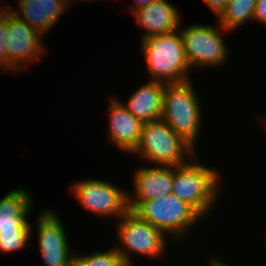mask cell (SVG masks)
<instances>
[{"label": "cell", "mask_w": 266, "mask_h": 266, "mask_svg": "<svg viewBox=\"0 0 266 266\" xmlns=\"http://www.w3.org/2000/svg\"><path fill=\"white\" fill-rule=\"evenodd\" d=\"M198 157L196 154L187 163L174 167L172 194L191 205L206 219L222 196L223 189L220 187L223 179L218 169L199 162Z\"/></svg>", "instance_id": "1"}, {"label": "cell", "mask_w": 266, "mask_h": 266, "mask_svg": "<svg viewBox=\"0 0 266 266\" xmlns=\"http://www.w3.org/2000/svg\"><path fill=\"white\" fill-rule=\"evenodd\" d=\"M141 54L149 80L166 84L192 80L180 30L142 39ZM151 77V78H150Z\"/></svg>", "instance_id": "2"}, {"label": "cell", "mask_w": 266, "mask_h": 266, "mask_svg": "<svg viewBox=\"0 0 266 266\" xmlns=\"http://www.w3.org/2000/svg\"><path fill=\"white\" fill-rule=\"evenodd\" d=\"M191 80L165 84L161 119L195 150L202 129L201 98Z\"/></svg>", "instance_id": "3"}, {"label": "cell", "mask_w": 266, "mask_h": 266, "mask_svg": "<svg viewBox=\"0 0 266 266\" xmlns=\"http://www.w3.org/2000/svg\"><path fill=\"white\" fill-rule=\"evenodd\" d=\"M115 226L116 240L119 239L113 246L126 266H134L135 254L153 261L168 254V237L132 210H128Z\"/></svg>", "instance_id": "4"}, {"label": "cell", "mask_w": 266, "mask_h": 266, "mask_svg": "<svg viewBox=\"0 0 266 266\" xmlns=\"http://www.w3.org/2000/svg\"><path fill=\"white\" fill-rule=\"evenodd\" d=\"M131 154L153 166L175 167L187 163L197 151L159 119L143 123L139 144Z\"/></svg>", "instance_id": "5"}, {"label": "cell", "mask_w": 266, "mask_h": 266, "mask_svg": "<svg viewBox=\"0 0 266 266\" xmlns=\"http://www.w3.org/2000/svg\"><path fill=\"white\" fill-rule=\"evenodd\" d=\"M133 212L177 242L185 240L195 225L204 219L191 205L172 193L143 201Z\"/></svg>", "instance_id": "6"}, {"label": "cell", "mask_w": 266, "mask_h": 266, "mask_svg": "<svg viewBox=\"0 0 266 266\" xmlns=\"http://www.w3.org/2000/svg\"><path fill=\"white\" fill-rule=\"evenodd\" d=\"M181 25L179 30L190 70L220 67L229 61L230 50L224 36L230 32L219 23L216 26L192 23L184 29Z\"/></svg>", "instance_id": "7"}, {"label": "cell", "mask_w": 266, "mask_h": 266, "mask_svg": "<svg viewBox=\"0 0 266 266\" xmlns=\"http://www.w3.org/2000/svg\"><path fill=\"white\" fill-rule=\"evenodd\" d=\"M71 185L70 193L77 203L97 218H116L118 221L129 210L128 191L117 184L99 178H85Z\"/></svg>", "instance_id": "8"}, {"label": "cell", "mask_w": 266, "mask_h": 266, "mask_svg": "<svg viewBox=\"0 0 266 266\" xmlns=\"http://www.w3.org/2000/svg\"><path fill=\"white\" fill-rule=\"evenodd\" d=\"M42 211V212H41ZM39 211L37 219V246L44 266H68L75 253L67 238L59 214L53 209Z\"/></svg>", "instance_id": "9"}, {"label": "cell", "mask_w": 266, "mask_h": 266, "mask_svg": "<svg viewBox=\"0 0 266 266\" xmlns=\"http://www.w3.org/2000/svg\"><path fill=\"white\" fill-rule=\"evenodd\" d=\"M7 53L10 64L20 73L47 53L43 37L8 7Z\"/></svg>", "instance_id": "10"}, {"label": "cell", "mask_w": 266, "mask_h": 266, "mask_svg": "<svg viewBox=\"0 0 266 266\" xmlns=\"http://www.w3.org/2000/svg\"><path fill=\"white\" fill-rule=\"evenodd\" d=\"M135 170L133 193H128L129 210L133 211L143 201L172 193L174 167L143 165Z\"/></svg>", "instance_id": "11"}, {"label": "cell", "mask_w": 266, "mask_h": 266, "mask_svg": "<svg viewBox=\"0 0 266 266\" xmlns=\"http://www.w3.org/2000/svg\"><path fill=\"white\" fill-rule=\"evenodd\" d=\"M108 104V141L120 152L131 154L139 144L143 123L116 96Z\"/></svg>", "instance_id": "12"}, {"label": "cell", "mask_w": 266, "mask_h": 266, "mask_svg": "<svg viewBox=\"0 0 266 266\" xmlns=\"http://www.w3.org/2000/svg\"><path fill=\"white\" fill-rule=\"evenodd\" d=\"M180 10L175 4L168 0H154L148 5L135 10L133 15L136 23L144 34L141 37L145 39L150 36L161 35L174 32L179 29L182 23Z\"/></svg>", "instance_id": "13"}, {"label": "cell", "mask_w": 266, "mask_h": 266, "mask_svg": "<svg viewBox=\"0 0 266 266\" xmlns=\"http://www.w3.org/2000/svg\"><path fill=\"white\" fill-rule=\"evenodd\" d=\"M20 9L10 10L42 36L56 27L68 6L63 0H17ZM65 11V12H64Z\"/></svg>", "instance_id": "14"}, {"label": "cell", "mask_w": 266, "mask_h": 266, "mask_svg": "<svg viewBox=\"0 0 266 266\" xmlns=\"http://www.w3.org/2000/svg\"><path fill=\"white\" fill-rule=\"evenodd\" d=\"M32 198L29 190L17 187L0 199V232L31 231Z\"/></svg>", "instance_id": "15"}, {"label": "cell", "mask_w": 266, "mask_h": 266, "mask_svg": "<svg viewBox=\"0 0 266 266\" xmlns=\"http://www.w3.org/2000/svg\"><path fill=\"white\" fill-rule=\"evenodd\" d=\"M164 82L147 80L128 96L127 101H120L128 111L142 123L161 119L163 113Z\"/></svg>", "instance_id": "16"}, {"label": "cell", "mask_w": 266, "mask_h": 266, "mask_svg": "<svg viewBox=\"0 0 266 266\" xmlns=\"http://www.w3.org/2000/svg\"><path fill=\"white\" fill-rule=\"evenodd\" d=\"M257 0H229L226 8L216 18L218 23L230 34L244 26L247 21H253Z\"/></svg>", "instance_id": "17"}, {"label": "cell", "mask_w": 266, "mask_h": 266, "mask_svg": "<svg viewBox=\"0 0 266 266\" xmlns=\"http://www.w3.org/2000/svg\"><path fill=\"white\" fill-rule=\"evenodd\" d=\"M87 254V255H86ZM75 254V258L83 266H126L114 246L110 249L96 250L91 254Z\"/></svg>", "instance_id": "18"}, {"label": "cell", "mask_w": 266, "mask_h": 266, "mask_svg": "<svg viewBox=\"0 0 266 266\" xmlns=\"http://www.w3.org/2000/svg\"><path fill=\"white\" fill-rule=\"evenodd\" d=\"M33 231L31 227V231L0 232V253L8 255L26 249L31 244Z\"/></svg>", "instance_id": "19"}, {"label": "cell", "mask_w": 266, "mask_h": 266, "mask_svg": "<svg viewBox=\"0 0 266 266\" xmlns=\"http://www.w3.org/2000/svg\"><path fill=\"white\" fill-rule=\"evenodd\" d=\"M8 5L0 6V71L19 73L9 62L7 53Z\"/></svg>", "instance_id": "20"}, {"label": "cell", "mask_w": 266, "mask_h": 266, "mask_svg": "<svg viewBox=\"0 0 266 266\" xmlns=\"http://www.w3.org/2000/svg\"><path fill=\"white\" fill-rule=\"evenodd\" d=\"M253 21L261 23V25L264 24L266 26V0H257L253 15Z\"/></svg>", "instance_id": "21"}, {"label": "cell", "mask_w": 266, "mask_h": 266, "mask_svg": "<svg viewBox=\"0 0 266 266\" xmlns=\"http://www.w3.org/2000/svg\"><path fill=\"white\" fill-rule=\"evenodd\" d=\"M205 5L212 11L215 17H218L222 11L226 8V4L229 0H202Z\"/></svg>", "instance_id": "22"}, {"label": "cell", "mask_w": 266, "mask_h": 266, "mask_svg": "<svg viewBox=\"0 0 266 266\" xmlns=\"http://www.w3.org/2000/svg\"><path fill=\"white\" fill-rule=\"evenodd\" d=\"M152 1H154V0H134V3H132L128 6L129 7L128 10L132 14L135 10L148 5Z\"/></svg>", "instance_id": "23"}, {"label": "cell", "mask_w": 266, "mask_h": 266, "mask_svg": "<svg viewBox=\"0 0 266 266\" xmlns=\"http://www.w3.org/2000/svg\"><path fill=\"white\" fill-rule=\"evenodd\" d=\"M207 266H229L228 263H225V261L221 260L220 257H217V255H212L210 258Z\"/></svg>", "instance_id": "24"}, {"label": "cell", "mask_w": 266, "mask_h": 266, "mask_svg": "<svg viewBox=\"0 0 266 266\" xmlns=\"http://www.w3.org/2000/svg\"><path fill=\"white\" fill-rule=\"evenodd\" d=\"M68 266H83L76 258H74Z\"/></svg>", "instance_id": "25"}, {"label": "cell", "mask_w": 266, "mask_h": 266, "mask_svg": "<svg viewBox=\"0 0 266 266\" xmlns=\"http://www.w3.org/2000/svg\"><path fill=\"white\" fill-rule=\"evenodd\" d=\"M68 6H70L75 0H63ZM76 1H78V0H76ZM80 1V0H79ZM81 1H92V2H96V1H98V0H81ZM100 1H102V0H100ZM70 4V5H69Z\"/></svg>", "instance_id": "26"}, {"label": "cell", "mask_w": 266, "mask_h": 266, "mask_svg": "<svg viewBox=\"0 0 266 266\" xmlns=\"http://www.w3.org/2000/svg\"><path fill=\"white\" fill-rule=\"evenodd\" d=\"M264 122H265V123H263L264 124V128L266 129V119H264Z\"/></svg>", "instance_id": "27"}]
</instances>
